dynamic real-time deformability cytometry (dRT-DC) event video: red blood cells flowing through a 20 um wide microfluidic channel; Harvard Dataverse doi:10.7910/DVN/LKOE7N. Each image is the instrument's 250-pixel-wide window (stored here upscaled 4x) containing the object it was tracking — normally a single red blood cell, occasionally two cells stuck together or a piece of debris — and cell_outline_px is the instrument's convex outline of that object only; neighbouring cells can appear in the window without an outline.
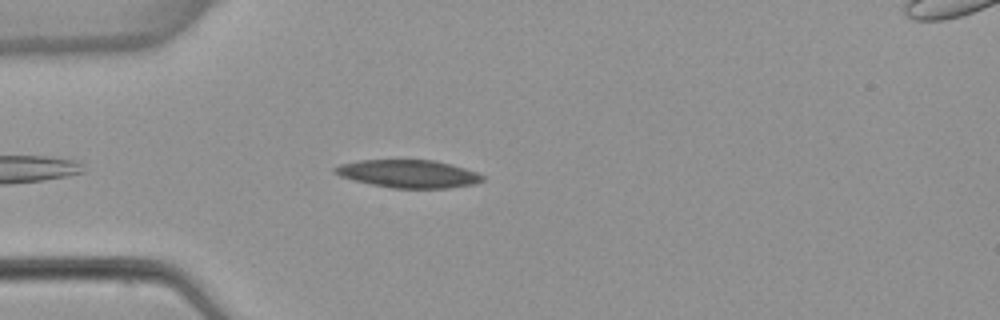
{"species": "common noctule bat (a hibernating species)", "species_latin": "Nyctalus noctula", "temperature_condition": "warm", "stored_images_in_passage": 2, "camera_frame_rate_fps": 3000, "um_per_image_px": 0.085, "animal": {"sex": "female", "body_mass_g": 22.7, "forearm_length_mm": 54.2}, "frame": {"image": 1, "passage_image": 1, "time_ms": 0.0, "image_size_px": [1000, 320], "cell_outline_px": [[484, 180], [476, 184], [448, 188], [392, 188], [372, 184], [340, 176], [332, 172], [332, 168], [340, 164], [360, 160], [432, 160], [452, 164], [476, 172], [484, 176]], "centroid_in_image_um": [34.72, 14.77], "position_along_channel_um": 50.3, "area_um2": 23.93}}